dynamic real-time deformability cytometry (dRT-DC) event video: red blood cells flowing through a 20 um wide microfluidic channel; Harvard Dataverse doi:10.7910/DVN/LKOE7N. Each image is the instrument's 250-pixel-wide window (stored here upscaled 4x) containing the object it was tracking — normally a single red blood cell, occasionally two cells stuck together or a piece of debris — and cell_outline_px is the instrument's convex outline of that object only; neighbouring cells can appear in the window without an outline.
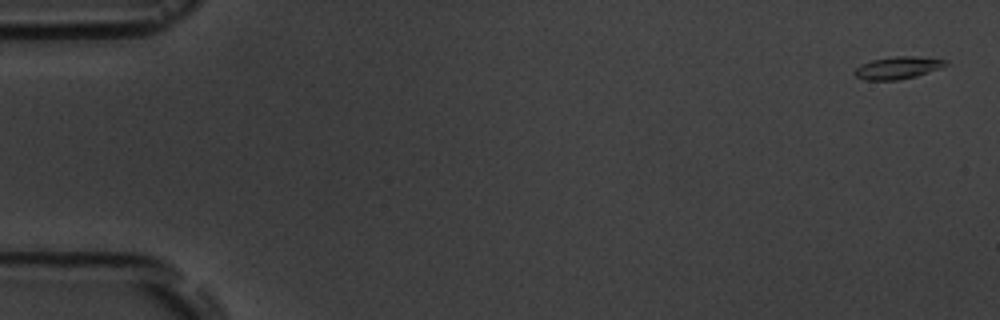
{"species": "common noctule bat (a hibernating species)", "species_latin": "Nyctalus noctula", "temperature_condition": "room temperature", "stored_images_in_passage": 6, "camera_frame_rate_fps": 3000, "um_per_image_px": 0.085, "animal": {"sex": "male", "body_mass_g": 19.5, "forearm_length_mm": 54.6}, "frame": {"image": 1, "passage_image": 1, "time_ms": 0.0, "image_size_px": [1000, 320], "cell_outline_px": [[948, 64], [940, 68], [916, 76], [896, 80], [864, 80], [856, 76], [852, 72], [860, 64], [872, 60], [896, 56], [912, 56], [948, 60]], "centroid_in_image_um": [76.28, 5.76], "position_along_channel_um": 8.7, "area_um2": 11.79}}
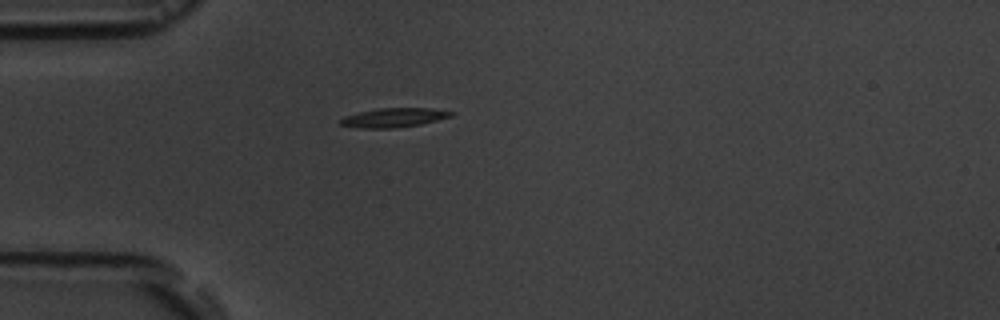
{"frame": {"image": 2, "passage_image": 5, "time_ms": 4.667, "image_size_px": [1000, 320], "cell_outline_px": [[456, 112], [452, 116], [420, 124], [396, 128], [360, 128], [340, 124], [340, 120], [344, 116], [376, 108], [432, 108]], "centroid_in_image_um": [33.49, 9.99], "position_along_channel_um": 51.5, "area_um2": 12.31}}